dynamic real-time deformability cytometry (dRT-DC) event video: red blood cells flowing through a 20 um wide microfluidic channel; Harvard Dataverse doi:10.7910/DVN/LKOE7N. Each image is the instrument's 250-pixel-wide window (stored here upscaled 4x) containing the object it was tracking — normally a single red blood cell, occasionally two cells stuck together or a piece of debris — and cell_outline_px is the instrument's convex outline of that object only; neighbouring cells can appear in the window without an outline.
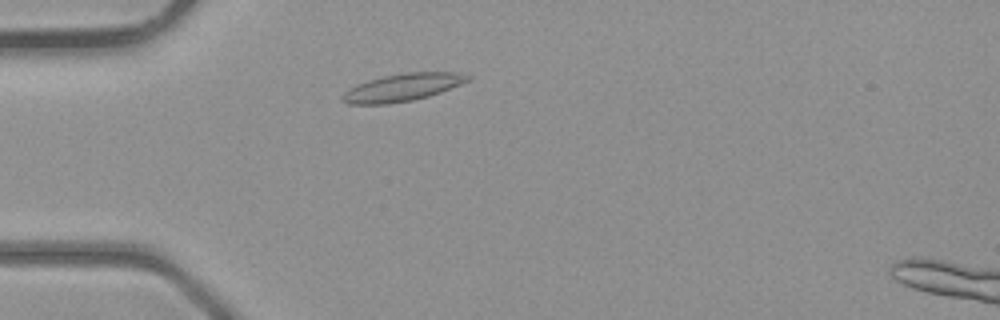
{"species": "common noctule bat (a hibernating species)", "species_latin": "Nyctalus noctula", "temperature_condition": "room temperature", "stored_images_in_passage": 1, "camera_frame_rate_fps": 3000, "um_per_image_px": 0.085, "animal": {"sex": "male", "body_mass_g": 23.1, "forearm_length_mm": 52.7}, "frame": {"image": 1, "passage_image": 1, "time_ms": 0.0, "image_size_px": [1000, 320], "cell_outline_px": [[472, 76], [468, 80], [460, 84], [440, 92], [428, 96], [412, 100], [388, 104], [348, 104], [340, 100], [340, 96], [348, 88], [356, 84], [368, 80], [384, 76], [404, 72], [460, 72]], "centroid_in_image_um": [34.16, 7.43], "position_along_channel_um": 50.8, "area_um2": 20.17}}